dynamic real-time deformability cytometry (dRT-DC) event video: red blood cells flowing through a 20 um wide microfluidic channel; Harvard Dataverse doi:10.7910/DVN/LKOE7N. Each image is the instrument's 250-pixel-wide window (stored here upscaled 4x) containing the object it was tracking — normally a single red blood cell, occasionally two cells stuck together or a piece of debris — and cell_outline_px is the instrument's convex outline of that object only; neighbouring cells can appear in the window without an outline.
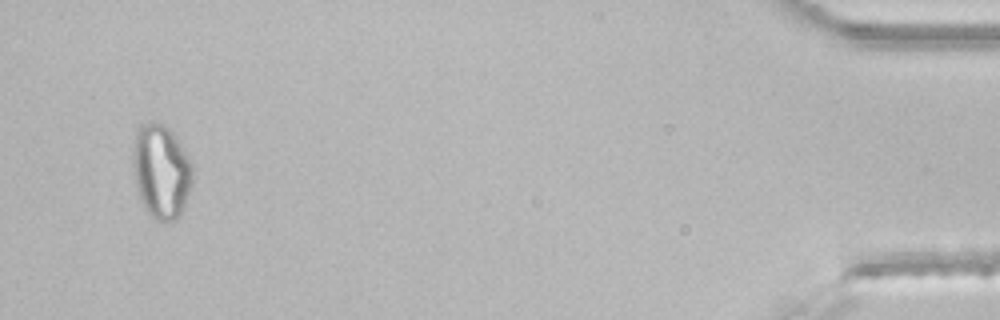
{"species": "common noctule bat (a hibernating species)", "species_latin": "Nyctalus noctula", "temperature_condition": "room temperature", "stored_images_in_passage": 46, "segment_of_instrument_passage": [2, 2], "camera_frame_rate_fps": 3000, "um_per_image_px": 0.085, "animal": {"sex": "male", "body_mass_g": 21.5, "forearm_length_mm": 52.0}, "frame": {"image": 1, "passage_image": 44, "time_ms": 14.333, "image_size_px": [1000, 320], "cell_outline_px": [[192, 184], [184, 208], [180, 216], [176, 220], [156, 220], [144, 208], [140, 200], [136, 184], [132, 164], [132, 156], [136, 132], [144, 124], [152, 120], [156, 120], [164, 124], [176, 136], [192, 164]], "centroid_in_image_um": [13.7, 14.56], "position_along_channel_um": 421.5, "area_um2": 32.83}}